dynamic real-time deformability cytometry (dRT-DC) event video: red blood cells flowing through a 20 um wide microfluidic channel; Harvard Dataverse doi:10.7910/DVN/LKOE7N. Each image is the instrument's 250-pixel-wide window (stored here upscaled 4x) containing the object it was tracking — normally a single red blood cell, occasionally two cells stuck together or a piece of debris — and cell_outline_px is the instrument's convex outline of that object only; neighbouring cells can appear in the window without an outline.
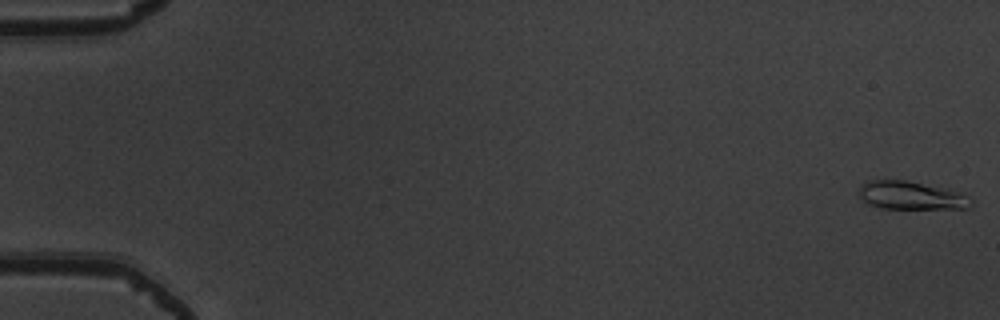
{"species": "common noctule bat (a hibernating species)", "species_latin": "Nyctalus noctula", "temperature_condition": "warm", "stored_images_in_passage": 54, "camera_frame_rate_fps": 3000, "um_per_image_px": 0.085, "animal": {"sex": "male", "body_mass_g": 19.5, "forearm_length_mm": 54.6}, "frame": {"image": 1, "passage_image": 1, "time_ms": 0.0, "image_size_px": [1000, 320], "cell_outline_px": [[972, 204], [968, 208], [880, 208], [868, 204], [860, 196], [860, 184], [868, 180], [904, 180], [960, 192], [972, 196]], "centroid_in_image_um": [77.45, 16.62], "position_along_channel_um": 7.5, "area_um2": 18.21}}
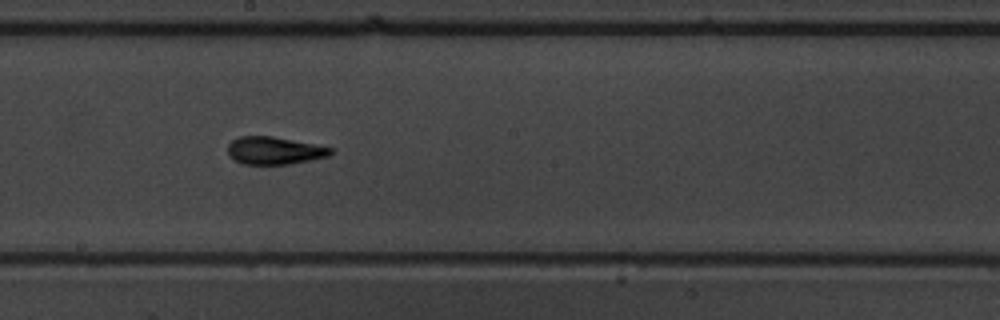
{"frame": {"image": 2, "passage_image": 31, "time_ms": 10.0, "image_size_px": [1000, 320], "cell_outline_px": [[332, 152], [328, 156], [288, 164], [244, 164], [228, 156], [228, 144], [232, 140], [240, 136], [272, 136], [332, 148]], "centroid_in_image_um": [23.26, 12.79], "position_along_channel_um": 224.9, "area_um2": 16.24}}
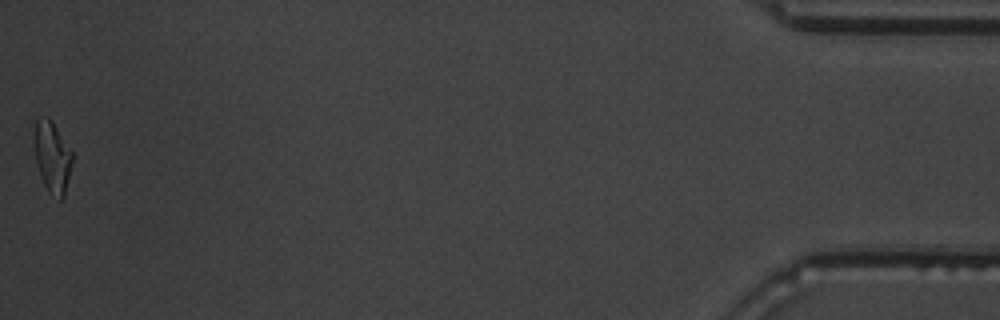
{"frame": {"image": 3, "passage_image": 54, "time_ms": 17.667, "image_size_px": [1000, 320], "cell_outline_px": [[72, 164], [64, 196], [60, 200], [48, 192], [44, 184], [36, 160], [36, 120], [44, 116], [52, 120], [72, 152]], "centroid_in_image_um": [4.48, 13.37], "position_along_channel_um": 430.7, "area_um2": 15.2}, "authors_computed_cell_mechanics": {"area_um2": 16.473, "velocity_mm_per_s": 3.8482, "shape_relaxation_time_tau1_ms": 7.0461, "shape_relaxation_time_tau2_ms": 1.3471, "deformation_change_tau1": 0.2389, "deformation_change_tau2": 0.0904}}